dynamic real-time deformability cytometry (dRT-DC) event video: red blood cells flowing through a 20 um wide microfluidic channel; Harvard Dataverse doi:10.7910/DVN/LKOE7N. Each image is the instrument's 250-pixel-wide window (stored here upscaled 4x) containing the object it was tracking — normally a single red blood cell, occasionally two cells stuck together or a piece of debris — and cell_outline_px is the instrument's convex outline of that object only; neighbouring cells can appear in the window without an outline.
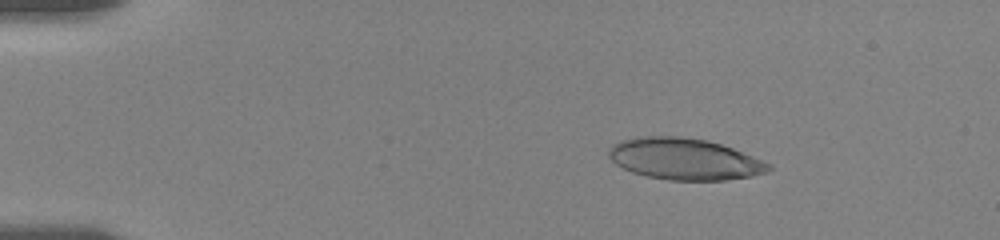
{"species": "human", "species_latin": "Homo sapiens", "temperature_condition": "room temperature", "stored_images_in_passage": 40, "camera_frame_rate_fps": 3000, "um_per_image_px": 0.085, "donor": {"sex": "female"}, "frame": {"image": 1, "passage_image": 13, "time_ms": 2.667, "image_size_px": [1000, 240], "cell_outline_px": [[772, 168], [768, 172], [752, 176], [728, 180], [668, 180], [644, 176], [632, 172], [616, 164], [608, 156], [608, 148], [612, 144], [620, 140], [640, 136], [680, 136], [708, 140], [732, 148], [772, 164]], "centroid_in_image_um": [58.17, 13.51], "position_along_channel_um": 26.8, "area_um2": 38.9}}
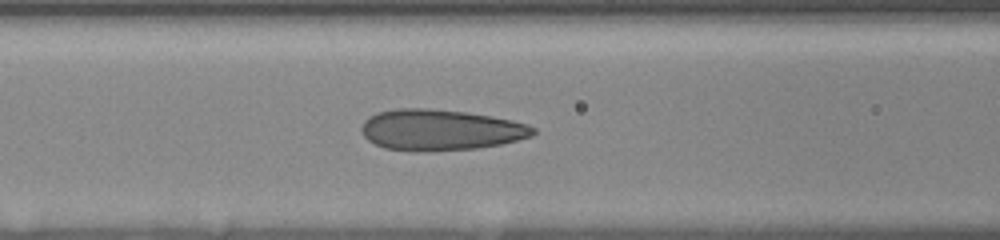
{"frame": {"image": 2, "passage_image": 31, "time_ms": 7.667, "image_size_px": [1000, 240], "cell_outline_px": [[536, 132], [532, 136], [500, 144], [476, 148], [432, 152], [416, 152], [384, 148], [368, 140], [364, 136], [360, 128], [364, 120], [368, 116], [376, 112], [396, 108], [428, 108], [464, 112], [492, 116], [512, 120], [528, 124], [536, 128]], "centroid_in_image_um": [37.4, 11.04], "position_along_channel_um": 129.2, "area_um2": 41.38}}
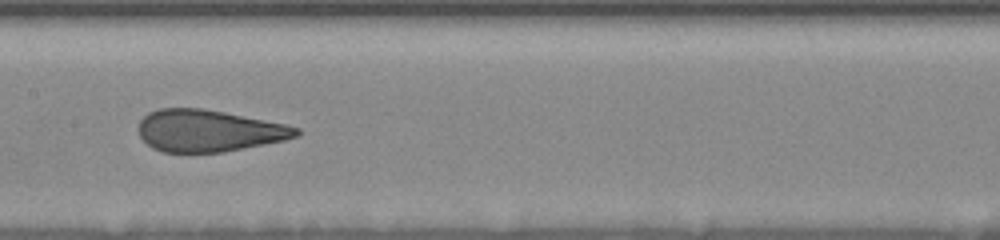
{"frame": {"image": 3, "passage_image": 39, "time_ms": 9.333, "image_size_px": [1000, 240], "cell_outline_px": [[300, 132], [296, 136], [284, 140], [224, 152], [164, 152], [152, 148], [140, 136], [136, 128], [140, 120], [148, 112], [160, 108], [204, 108], [284, 124], [300, 128]], "centroid_in_image_um": [17.68, 11.11], "position_along_channel_um": 189.7, "area_um2": 38.38}}